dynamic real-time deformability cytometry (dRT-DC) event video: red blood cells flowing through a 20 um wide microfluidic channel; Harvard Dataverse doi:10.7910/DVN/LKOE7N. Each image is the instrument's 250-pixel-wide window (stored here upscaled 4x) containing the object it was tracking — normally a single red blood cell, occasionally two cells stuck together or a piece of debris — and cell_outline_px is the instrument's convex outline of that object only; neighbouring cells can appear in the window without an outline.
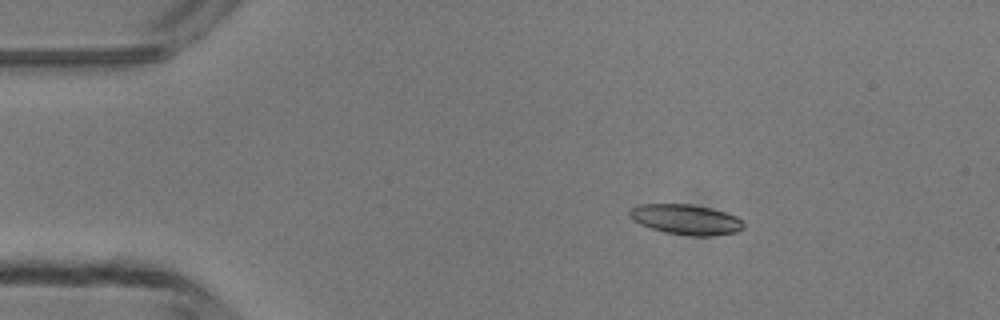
{"species": "common noctule bat (a hibernating species)", "species_latin": "Nyctalus noctula", "temperature_condition": "room temperature", "stored_images_in_passage": 5, "camera_frame_rate_fps": 3000, "um_per_image_px": 0.085, "animal": {"sex": "male", "body_mass_g": 13.3}, "frame": {"image": 1, "passage_image": 2, "time_ms": 1.0, "image_size_px": [1000, 320], "cell_outline_px": [[744, 228], [736, 232], [708, 236], [692, 236], [664, 232], [640, 224], [632, 220], [628, 216], [628, 212], [632, 208], [640, 204], [692, 204], [712, 208], [736, 216], [744, 220]], "centroid_in_image_um": [58.31, 18.65], "position_along_channel_um": 26.7, "area_um2": 20.17}}
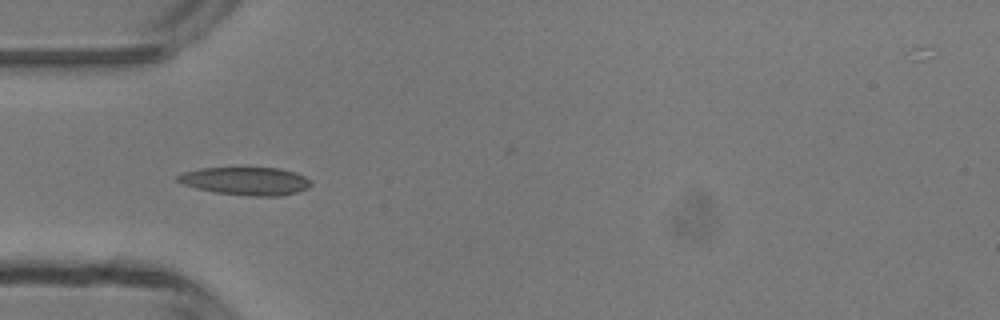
{"frame": {"image": 2, "passage_image": 3, "time_ms": 3.333, "image_size_px": [1000, 320], "cell_outline_px": [[312, 184], [308, 188], [300, 192], [280, 196], [248, 196], [216, 192], [196, 188], [184, 184], [176, 180], [176, 176], [184, 172], [200, 168], [280, 168], [296, 172], [312, 180]], "centroid_in_image_um": [20.95, 15.39], "position_along_channel_um": 64.0, "area_um2": 21.85}}
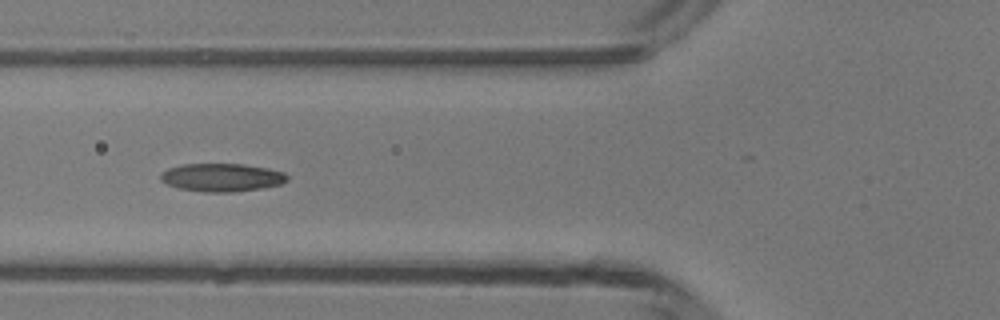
{"frame": {"image": 3, "passage_image": 4, "time_ms": 4.333, "image_size_px": [1000, 320], "cell_outline_px": [[288, 180], [280, 184], [264, 188], [232, 192], [204, 192], [180, 188], [168, 184], [160, 180], [160, 176], [168, 168], [184, 164], [244, 164], [268, 168], [284, 172], [288, 176]], "centroid_in_image_um": [18.89, 15.08], "position_along_channel_um": 106.9, "area_um2": 20.69}}